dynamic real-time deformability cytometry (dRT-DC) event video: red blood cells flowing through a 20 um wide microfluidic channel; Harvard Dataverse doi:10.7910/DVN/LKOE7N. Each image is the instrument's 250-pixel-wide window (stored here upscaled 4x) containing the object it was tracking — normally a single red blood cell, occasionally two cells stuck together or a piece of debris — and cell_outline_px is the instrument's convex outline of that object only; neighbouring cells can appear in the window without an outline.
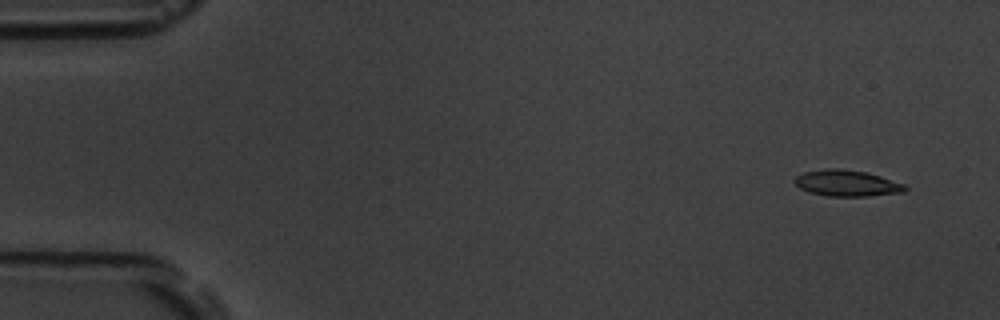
{"species": "common noctule bat (a hibernating species)", "species_latin": "Nyctalus noctula", "temperature_condition": "room temperature", "stored_images_in_passage": 6, "camera_frame_rate_fps": 3000, "um_per_image_px": 0.085, "animal": {"sex": "male", "body_mass_g": 19.5, "forearm_length_mm": 54.6}, "frame": {"image": 1, "passage_image": 1, "time_ms": 0.0, "image_size_px": [1000, 320], "cell_outline_px": [[908, 188], [904, 192], [868, 196], [828, 196], [808, 192], [800, 188], [792, 180], [796, 176], [804, 172], [828, 168], [840, 168], [864, 172], [880, 176], [904, 184]], "centroid_in_image_um": [71.96, 15.57], "position_along_channel_um": 13.0, "area_um2": 16.82}}
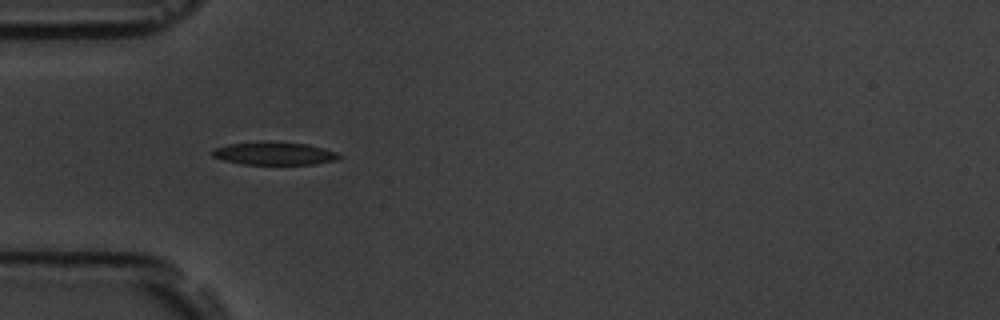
{"frame": {"image": 2, "passage_image": 5, "time_ms": 4.667, "image_size_px": [1000, 320], "cell_outline_px": [[344, 156], [340, 160], [312, 164], [244, 164], [224, 160], [212, 156], [212, 148], [228, 144], [264, 140], [272, 140], [308, 144], [340, 152]], "centroid_in_image_um": [23.38, 13.02], "position_along_channel_um": 61.6, "area_um2": 17.51}}
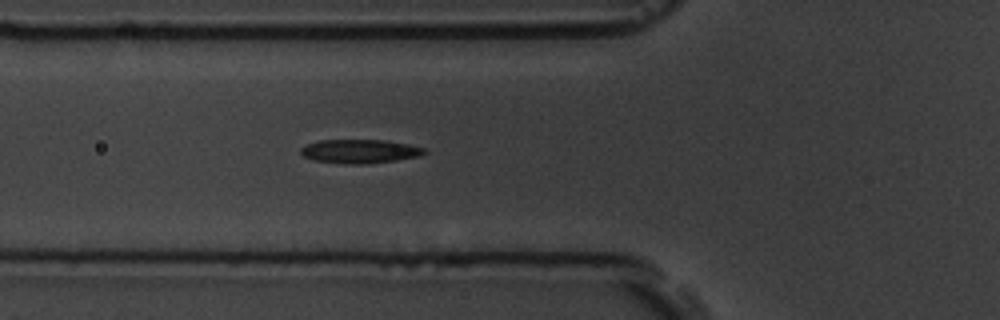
{"frame": {"image": 3, "passage_image": 6, "time_ms": 5.667, "image_size_px": [1000, 320], "cell_outline_px": [[428, 152], [420, 156], [396, 160], [368, 164], [344, 164], [312, 160], [304, 156], [300, 152], [300, 148], [308, 144], [320, 140], [388, 140], [408, 144], [424, 148]], "centroid_in_image_um": [30.6, 12.86], "position_along_channel_um": 95.2, "area_um2": 17.28}}